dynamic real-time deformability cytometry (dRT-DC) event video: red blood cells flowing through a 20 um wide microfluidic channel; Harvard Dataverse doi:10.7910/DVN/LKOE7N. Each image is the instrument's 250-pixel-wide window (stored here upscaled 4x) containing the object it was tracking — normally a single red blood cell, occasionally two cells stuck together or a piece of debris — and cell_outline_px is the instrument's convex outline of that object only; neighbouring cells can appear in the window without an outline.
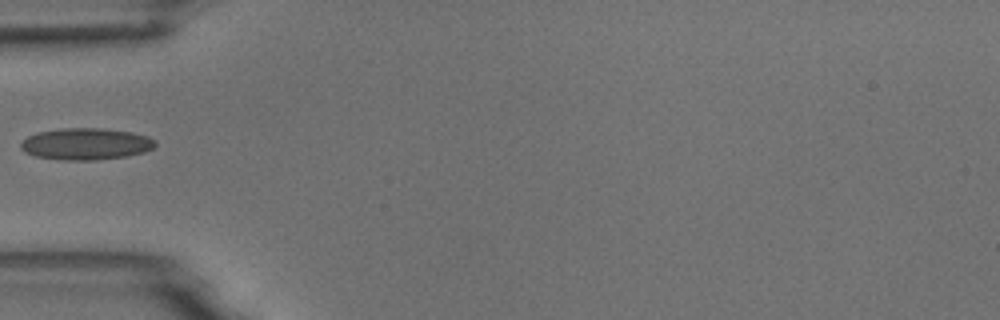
{"species": "common noctule bat (a hibernating species)", "species_latin": "Nyctalus noctula", "temperature_condition": "room temperature", "stored_images_in_passage": 2, "camera_frame_rate_fps": 3000, "um_per_image_px": 0.085, "animal": {"sex": "male", "body_mass_g": 18.8}, "frame": {"image": 1, "passage_image": 1, "time_ms": 0.0, "image_size_px": [1000, 320], "cell_outline_px": [[156, 144], [152, 148], [144, 152], [124, 156], [96, 160], [64, 160], [36, 156], [24, 152], [20, 148], [20, 144], [28, 136], [36, 132], [60, 128], [100, 128], [132, 132], [148, 136], [156, 140]], "centroid_in_image_um": [7.29, 12.22], "position_along_channel_um": 77.7, "area_um2": 24.85}}